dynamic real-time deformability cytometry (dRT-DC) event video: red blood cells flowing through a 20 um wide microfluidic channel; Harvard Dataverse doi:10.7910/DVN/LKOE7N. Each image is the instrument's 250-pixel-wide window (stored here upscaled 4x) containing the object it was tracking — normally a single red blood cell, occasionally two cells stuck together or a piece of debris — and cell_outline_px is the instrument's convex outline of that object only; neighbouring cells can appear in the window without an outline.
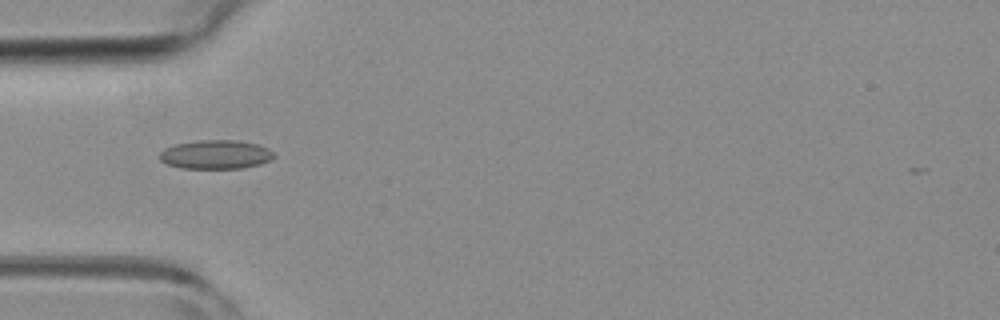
{"species": "common noctule bat (a hibernating species)", "species_latin": "Nyctalus noctula", "temperature_condition": "room temperature", "stored_images_in_passage": 40, "camera_frame_rate_fps": 3000, "um_per_image_px": 0.085, "animal": {"sex": "female", "body_mass_g": 19.3, "forearm_length_mm": 54.1}, "frame": {"image": 1, "passage_image": 13, "time_ms": 4.0, "image_size_px": [1000, 320], "cell_outline_px": [[276, 156], [260, 164], [244, 168], [180, 168], [168, 164], [160, 160], [160, 152], [164, 148], [176, 144], [200, 140], [236, 140], [260, 144], [268, 148]], "centroid_in_image_um": [18.35, 13.13], "position_along_channel_um": 66.7, "area_um2": 19.25}}
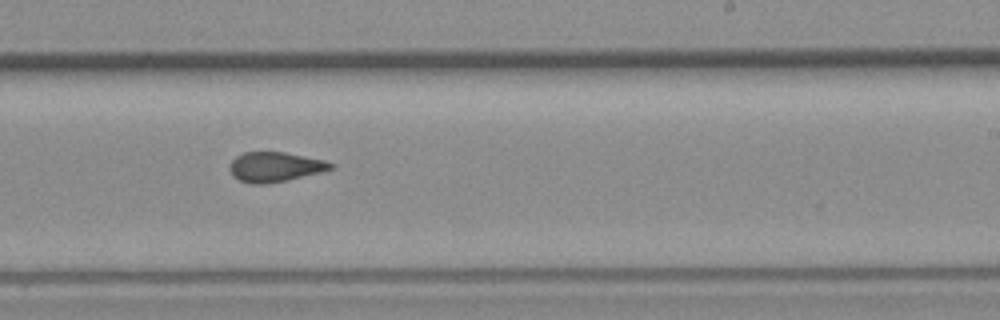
{"frame": {"image": 2, "passage_image": 28, "time_ms": 9.0, "image_size_px": [1000, 320], "cell_outline_px": [[336, 164], [332, 168], [320, 172], [288, 180], [268, 184], [248, 184], [232, 176], [228, 168], [232, 160], [236, 156], [244, 152], [284, 152], [324, 160]], "centroid_in_image_um": [23.34, 14.19], "position_along_channel_um": 265.7, "area_um2": 17.63}}
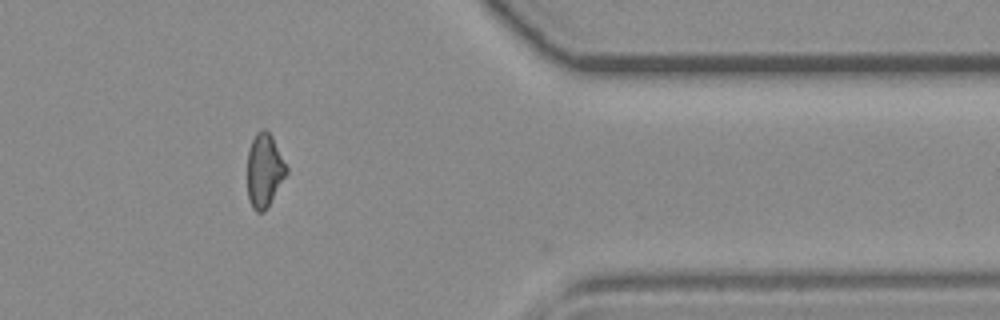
{"frame": {"image": 3, "passage_image": 39, "time_ms": 12.667, "image_size_px": [1000, 320], "cell_outline_px": [[288, 172], [264, 212], [256, 212], [252, 208], [248, 200], [248, 148], [256, 132], [260, 128], [264, 128], [272, 136], [288, 168]], "centroid_in_image_um": [22.46, 14.47], "position_along_channel_um": 388.9, "area_um2": 16.76}, "authors_computed_cell_mechanics": {"area_um2": 17.9758, "velocity_mm_per_s": 3.9806, "shape_relaxation_time_tau1_ms": null, "shape_relaxation_time_tau2_ms": 1.5316, "deformation_change_tau1": null, "deformation_change_tau2": 0.0752}}